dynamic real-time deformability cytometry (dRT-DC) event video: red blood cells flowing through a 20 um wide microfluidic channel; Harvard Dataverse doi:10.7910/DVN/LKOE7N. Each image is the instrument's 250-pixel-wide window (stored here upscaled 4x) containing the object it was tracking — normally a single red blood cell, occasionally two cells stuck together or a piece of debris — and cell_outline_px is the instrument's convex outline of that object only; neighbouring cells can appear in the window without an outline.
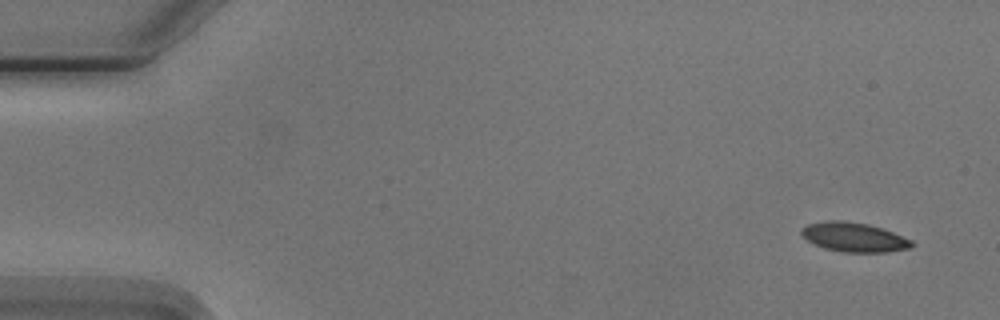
{"species": "Egyptian fruit bat (a non-hibernating species)", "species_latin": "Rousettus aegyptiacus", "temperature_condition": "cold", "stored_images_in_passage": 5, "camera_frame_rate_fps": 3000, "um_per_image_px": 0.085, "animal": {"sex": "male"}, "frame": {"image": 1, "passage_image": 1, "time_ms": 0.0, "image_size_px": [1000, 320], "cell_outline_px": [[916, 244], [912, 248], [888, 252], [844, 252], [824, 248], [812, 244], [800, 232], [800, 228], [808, 224], [824, 220], [844, 220], [868, 224], [884, 228], [912, 240]], "centroid_in_image_um": [72.61, 20.15], "position_along_channel_um": 12.4, "area_um2": 19.19}}